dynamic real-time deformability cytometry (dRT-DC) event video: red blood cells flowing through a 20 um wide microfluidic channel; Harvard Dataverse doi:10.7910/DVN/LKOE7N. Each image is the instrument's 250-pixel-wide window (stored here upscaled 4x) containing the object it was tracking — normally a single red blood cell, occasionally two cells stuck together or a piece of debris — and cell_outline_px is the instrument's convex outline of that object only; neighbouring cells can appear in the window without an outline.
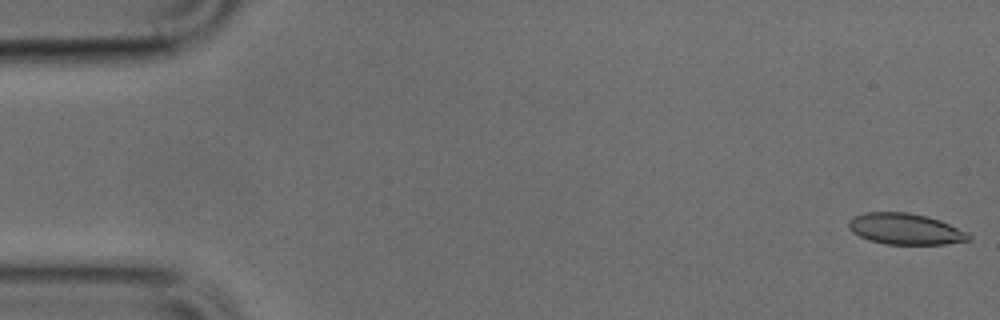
{"species": "common noctule bat (a hibernating species)", "species_latin": "Nyctalus noctula", "temperature_condition": "cold", "stored_images_in_passage": 49, "camera_frame_rate_fps": 3000, "um_per_image_px": 0.085, "animal": {"sex": "male", "body_mass_g": 17.9, "forearm_length_mm": 54.2}, "frame": {"image": 1, "passage_image": 1, "time_ms": 0.0, "image_size_px": [1000, 320], "cell_outline_px": [[972, 240], [944, 244], [884, 244], [868, 240], [852, 232], [848, 228], [848, 220], [852, 216], [864, 212], [908, 212], [928, 216], [940, 220], [968, 232], [972, 236]], "centroid_in_image_um": [76.94, 19.45], "position_along_channel_um": 8.1, "area_um2": 22.08}}
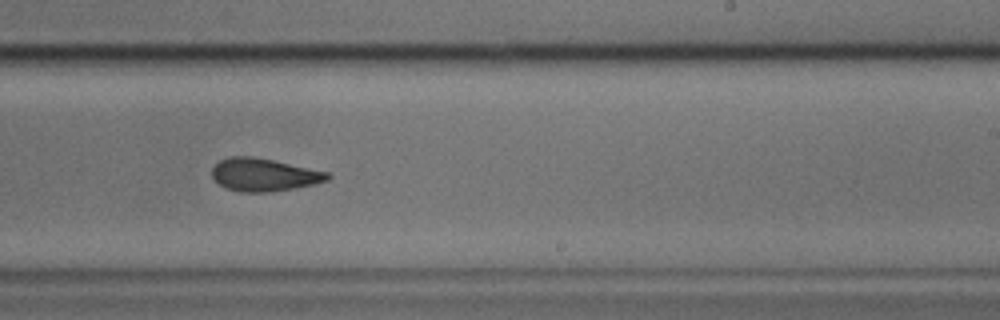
{"frame": {"image": 2, "passage_image": 30, "time_ms": 9.667, "image_size_px": [1000, 320], "cell_outline_px": [[332, 176], [328, 180], [316, 184], [268, 192], [240, 192], [224, 188], [212, 176], [212, 168], [220, 160], [232, 156], [252, 156], [272, 160], [328, 172]], "centroid_in_image_um": [22.43, 14.86], "position_along_channel_um": 266.6, "area_um2": 21.96}}
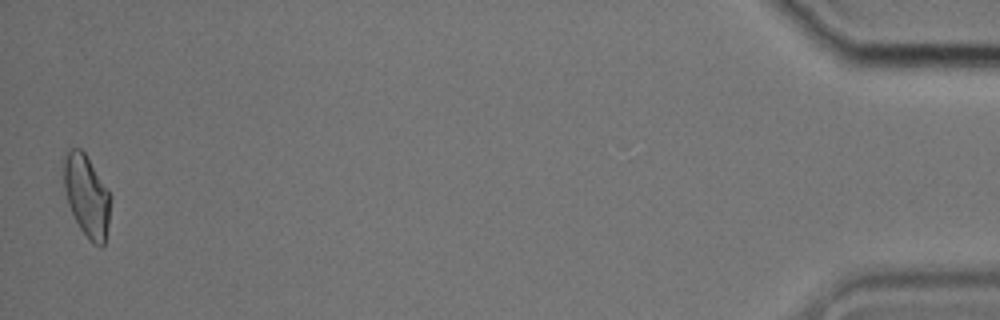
{"frame": {"image": 3, "passage_image": 49, "time_ms": 16.0, "image_size_px": [1000, 320], "cell_outline_px": [[112, 196], [108, 224], [104, 244], [100, 248], [92, 244], [80, 228], [68, 204], [64, 188], [60, 160], [72, 148], [80, 148], [84, 152], [108, 188]], "centroid_in_image_um": [7.36, 16.62], "position_along_channel_um": 427.8, "area_um2": 22.77}}